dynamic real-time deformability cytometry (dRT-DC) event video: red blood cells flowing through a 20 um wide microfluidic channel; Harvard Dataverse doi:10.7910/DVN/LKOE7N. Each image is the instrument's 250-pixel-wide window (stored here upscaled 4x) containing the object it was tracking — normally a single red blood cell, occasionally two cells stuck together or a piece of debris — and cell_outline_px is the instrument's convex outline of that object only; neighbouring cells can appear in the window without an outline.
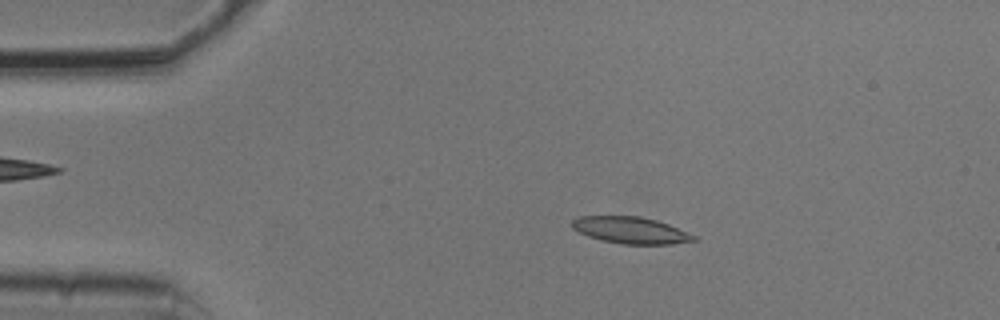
{"species": "common noctule bat (a hibernating species)", "species_latin": "Nyctalus noctula", "temperature_condition": "cold", "stored_images_in_passage": 13, "camera_frame_rate_fps": 3000, "um_per_image_px": 0.085, "animal": {"sex": "male", "body_mass_g": 20.5, "forearm_length_mm": 52.5}, "frame": {"image": 1, "passage_image": 9, "time_ms": 2.667, "image_size_px": [1000, 320], "cell_outline_px": [[700, 240], [672, 244], [620, 244], [600, 240], [588, 236], [572, 228], [572, 220], [576, 216], [640, 216], [656, 220], [668, 224], [696, 236]], "centroid_in_image_um": [53.61, 19.57], "position_along_channel_um": 31.4, "area_um2": 19.02}}